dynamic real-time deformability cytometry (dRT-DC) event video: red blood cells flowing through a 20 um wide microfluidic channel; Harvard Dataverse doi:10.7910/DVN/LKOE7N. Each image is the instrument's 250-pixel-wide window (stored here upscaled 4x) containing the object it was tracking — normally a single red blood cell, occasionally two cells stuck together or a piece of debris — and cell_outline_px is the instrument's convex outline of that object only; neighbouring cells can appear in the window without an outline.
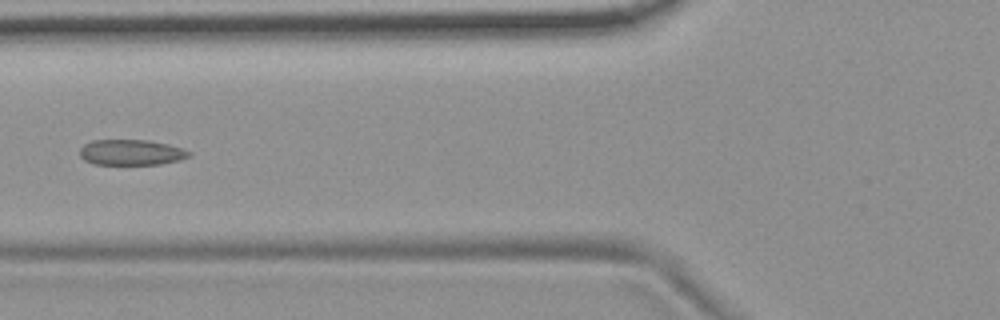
{"species": "common noctule bat (a hibernating species)", "species_latin": "Nyctalus noctula", "temperature_condition": "room temperature", "stored_images_in_passage": 8, "camera_frame_rate_fps": 3000, "um_per_image_px": 0.085, "animal": {"sex": "female", "body_mass_g": 19.9}, "frame": {"image": 1, "passage_image": 5, "time_ms": 5.333, "image_size_px": [1000, 320], "cell_outline_px": [[192, 156], [180, 160], [160, 164], [92, 164], [84, 160], [80, 156], [80, 148], [84, 144], [92, 140], [148, 140], [168, 144], [192, 152]], "centroid_in_image_um": [11.15, 12.95], "position_along_channel_um": 114.6, "area_um2": 16.36}}
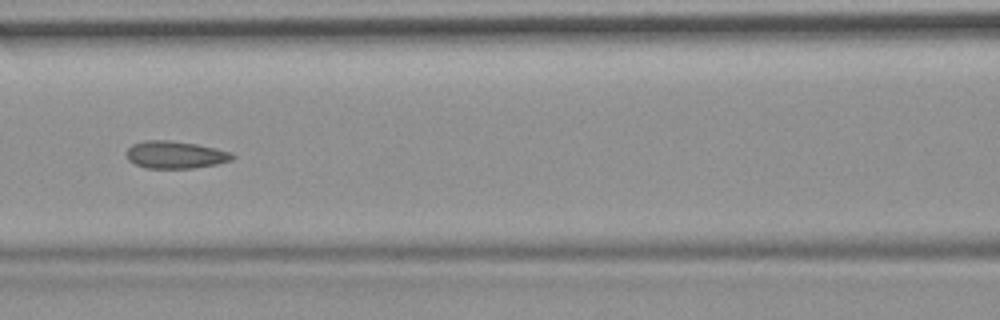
{"frame": {"image": 2, "passage_image": 6, "time_ms": 6.333, "image_size_px": [1000, 320], "cell_outline_px": [[236, 156], [232, 160], [216, 164], [192, 168], [144, 168], [128, 160], [124, 152], [132, 144], [144, 140], [168, 140], [196, 144], [216, 148], [232, 152]], "centroid_in_image_um": [14.88, 13.15], "position_along_channel_um": 151.7, "area_um2": 17.05}}